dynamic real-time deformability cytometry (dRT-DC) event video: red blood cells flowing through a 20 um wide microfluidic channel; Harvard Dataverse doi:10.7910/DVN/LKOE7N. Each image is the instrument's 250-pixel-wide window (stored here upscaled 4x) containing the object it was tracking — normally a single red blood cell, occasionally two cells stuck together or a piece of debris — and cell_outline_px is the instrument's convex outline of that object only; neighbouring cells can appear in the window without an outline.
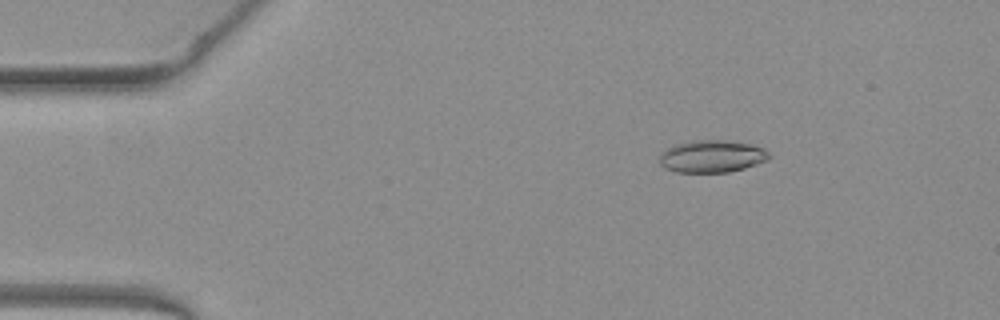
{"species": "common noctule bat (a hibernating species)", "species_latin": "Nyctalus noctula", "temperature_condition": "warm", "stored_images_in_passage": 51, "camera_frame_rate_fps": 3000, "um_per_image_px": 0.085, "animal": {"sex": "female", "body_mass_g": 19.3, "forearm_length_mm": 54.1}, "frame": {"image": 1, "passage_image": 8, "time_ms": 2.333, "image_size_px": [1000, 320], "cell_outline_px": [[772, 156], [768, 160], [744, 168], [728, 172], [676, 172], [664, 168], [660, 164], [660, 152], [676, 144], [696, 140], [724, 140], [748, 144], [764, 148]], "centroid_in_image_um": [60.51, 13.29], "position_along_channel_um": 24.5, "area_um2": 20.58}}
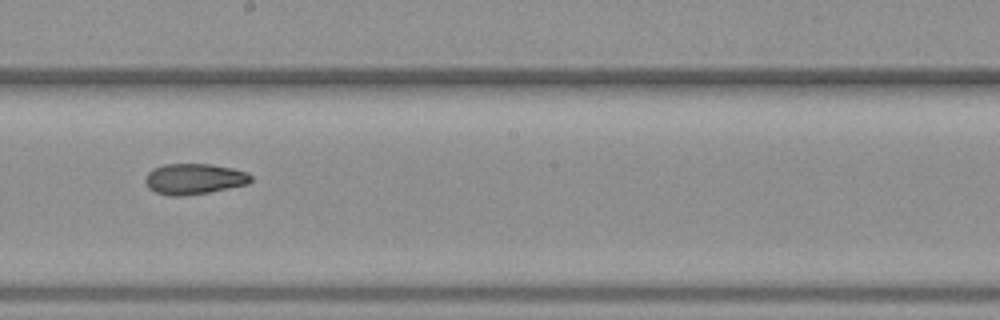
{"frame": {"image": 2, "passage_image": 29, "time_ms": 9.333, "image_size_px": [1000, 320], "cell_outline_px": [[252, 180], [248, 184], [208, 192], [184, 196], [168, 196], [156, 192], [148, 188], [144, 180], [148, 172], [152, 168], [164, 164], [212, 164], [232, 168], [248, 172], [252, 176]], "centroid_in_image_um": [16.49, 15.2], "position_along_channel_um": 231.7, "area_um2": 19.07}}
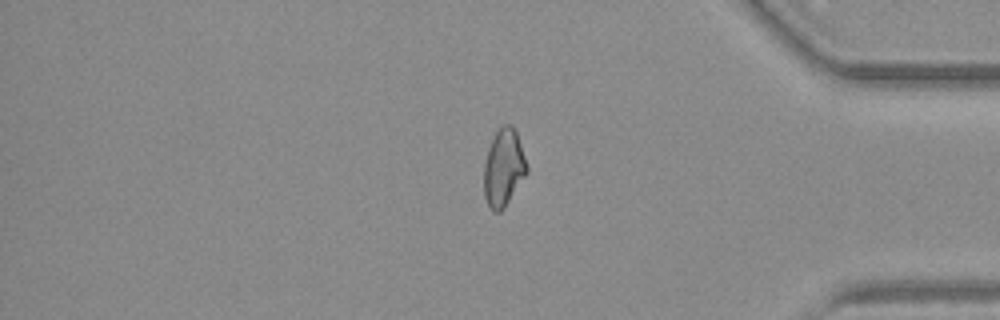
{"frame": {"image": 3, "passage_image": 43, "time_ms": 14.0, "image_size_px": [1000, 320], "cell_outline_px": [[528, 172], [504, 208], [500, 212], [492, 212], [484, 196], [484, 164], [488, 148], [496, 132], [504, 124], [512, 124], [516, 132], [528, 168]], "centroid_in_image_um": [42.8, 14.28], "position_along_channel_um": 392.4, "area_um2": 19.19}, "authors_computed_cell_mechanics": {"area_um2": 19.652, "velocity_mm_per_s": 4.016, "shape_relaxation_time_tau1_ms": null, "shape_relaxation_time_tau2_ms": 5.8535, "deformation_change_tau1": null, "deformation_change_tau2": 0.1201}}